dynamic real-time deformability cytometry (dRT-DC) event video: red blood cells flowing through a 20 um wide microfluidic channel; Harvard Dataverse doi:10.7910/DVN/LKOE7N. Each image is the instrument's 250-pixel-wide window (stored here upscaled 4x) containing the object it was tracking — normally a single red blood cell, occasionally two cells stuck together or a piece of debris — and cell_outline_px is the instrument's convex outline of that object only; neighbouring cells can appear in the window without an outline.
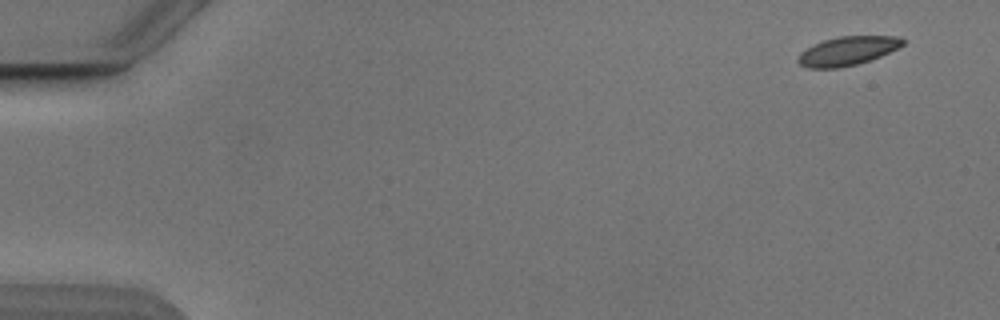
{"species": "Egyptian fruit bat (a non-hibernating species)", "species_latin": "Rousettus aegyptiacus", "temperature_condition": "cold", "stored_images_in_passage": 5, "camera_frame_rate_fps": 3000, "um_per_image_px": 0.085, "animal": {"sex": "male"}, "frame": {"image": 1, "passage_image": 1, "time_ms": 0.0, "image_size_px": [1000, 320], "cell_outline_px": [[908, 40], [904, 44], [880, 56], [856, 64], [836, 68], [808, 68], [800, 64], [796, 60], [800, 52], [812, 44], [824, 40], [840, 36], [896, 36]], "centroid_in_image_um": [72.01, 4.32], "position_along_channel_um": 13.0, "area_um2": 17.51}}